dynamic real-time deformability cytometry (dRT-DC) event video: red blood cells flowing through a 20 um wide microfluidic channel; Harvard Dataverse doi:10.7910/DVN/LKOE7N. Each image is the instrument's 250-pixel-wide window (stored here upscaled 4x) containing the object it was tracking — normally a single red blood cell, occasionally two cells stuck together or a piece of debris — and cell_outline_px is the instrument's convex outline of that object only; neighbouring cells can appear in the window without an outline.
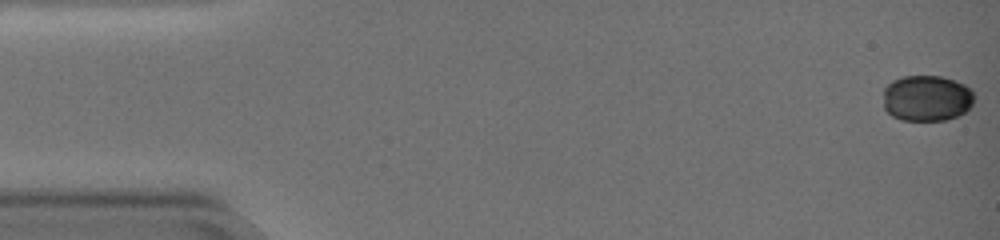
{"species": "common noctule bat (a hibernating species)", "species_latin": "Nyctalus noctula", "temperature_condition": "warm", "stored_images_in_passage": 60, "camera_frame_rate_fps": 3000, "um_per_image_px": 0.085, "animal": {"sex": "female", "body_mass_g": 19.0, "forearm_length_mm": 51.5}, "frame": {"image": 1, "passage_image": 1, "time_ms": 0.0, "image_size_px": [1000, 240], "cell_outline_px": [[976, 96], [972, 104], [964, 112], [956, 116], [944, 120], [900, 120], [892, 116], [884, 108], [884, 88], [892, 80], [904, 76], [940, 76], [964, 84], [972, 88]], "centroid_in_image_um": [78.78, 8.34], "position_along_channel_um": 6.2, "area_um2": 24.51}}
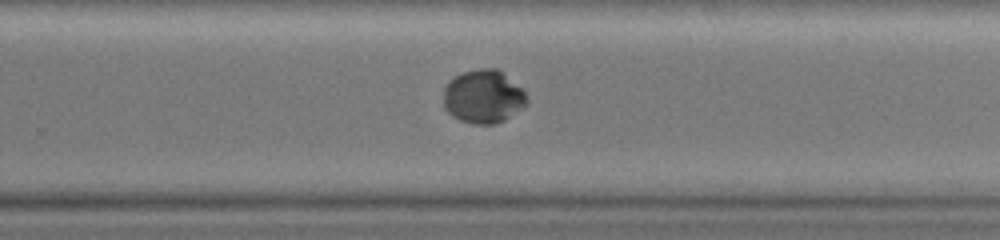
{"frame": {"image": 2, "passage_image": 40, "time_ms": 13.0, "image_size_px": [1000, 240], "cell_outline_px": [[528, 104], [504, 120], [496, 124], [472, 124], [460, 120], [452, 116], [444, 108], [444, 88], [456, 76], [464, 72], [480, 68], [496, 68], [524, 88], [528, 100]], "centroid_in_image_um": [41.12, 8.22], "position_along_channel_um": 288.7, "area_um2": 26.01}}
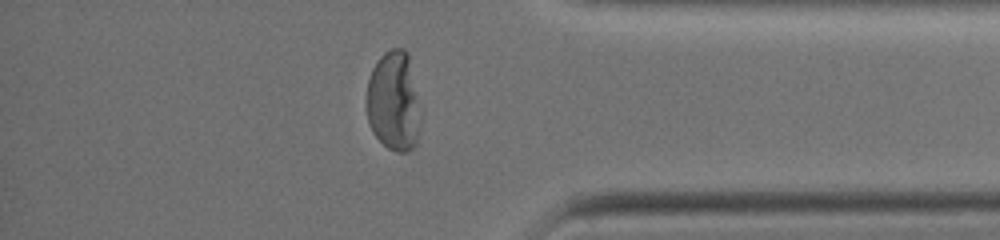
{"frame": {"image": 3, "passage_image": 51, "time_ms": 16.667, "image_size_px": [1000, 240], "cell_outline_px": [[420, 128], [416, 144], [412, 148], [404, 152], [396, 152], [388, 148], [372, 132], [368, 124], [368, 80], [372, 68], [380, 56], [384, 52], [392, 48], [404, 48], [408, 52], [420, 116]], "centroid_in_image_um": [33.46, 8.62], "position_along_channel_um": 401.7, "area_um2": 31.1}, "authors_computed_cell_mechanics": {"area_um2": 26.6458, "velocity_mm_per_s": 3.2694, "shape_relaxation_time_tau1_ms": 6.7596, "shape_relaxation_time_tau2_ms": null, "deformation_change_tau1": 0.2157, "deformation_change_tau2": null}}